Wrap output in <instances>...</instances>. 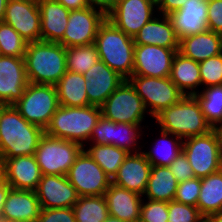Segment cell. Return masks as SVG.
Segmentation results:
<instances>
[{
	"label": "cell",
	"instance_id": "21",
	"mask_svg": "<svg viewBox=\"0 0 222 222\" xmlns=\"http://www.w3.org/2000/svg\"><path fill=\"white\" fill-rule=\"evenodd\" d=\"M41 212L33 190L11 188L3 205L1 220L5 222H36Z\"/></svg>",
	"mask_w": 222,
	"mask_h": 222
},
{
	"label": "cell",
	"instance_id": "48",
	"mask_svg": "<svg viewBox=\"0 0 222 222\" xmlns=\"http://www.w3.org/2000/svg\"><path fill=\"white\" fill-rule=\"evenodd\" d=\"M69 10H80L89 6L87 0H56Z\"/></svg>",
	"mask_w": 222,
	"mask_h": 222
},
{
	"label": "cell",
	"instance_id": "52",
	"mask_svg": "<svg viewBox=\"0 0 222 222\" xmlns=\"http://www.w3.org/2000/svg\"><path fill=\"white\" fill-rule=\"evenodd\" d=\"M218 137H219V141L221 143V147H222V123H220L216 128H215Z\"/></svg>",
	"mask_w": 222,
	"mask_h": 222
},
{
	"label": "cell",
	"instance_id": "1",
	"mask_svg": "<svg viewBox=\"0 0 222 222\" xmlns=\"http://www.w3.org/2000/svg\"><path fill=\"white\" fill-rule=\"evenodd\" d=\"M44 134V129L29 123L14 105L0 104V158L35 155Z\"/></svg>",
	"mask_w": 222,
	"mask_h": 222
},
{
	"label": "cell",
	"instance_id": "13",
	"mask_svg": "<svg viewBox=\"0 0 222 222\" xmlns=\"http://www.w3.org/2000/svg\"><path fill=\"white\" fill-rule=\"evenodd\" d=\"M156 11L151 0H117L107 19L126 35L134 37L157 14Z\"/></svg>",
	"mask_w": 222,
	"mask_h": 222
},
{
	"label": "cell",
	"instance_id": "25",
	"mask_svg": "<svg viewBox=\"0 0 222 222\" xmlns=\"http://www.w3.org/2000/svg\"><path fill=\"white\" fill-rule=\"evenodd\" d=\"M178 52L198 63L205 61L222 53V34L206 30L183 37Z\"/></svg>",
	"mask_w": 222,
	"mask_h": 222
},
{
	"label": "cell",
	"instance_id": "7",
	"mask_svg": "<svg viewBox=\"0 0 222 222\" xmlns=\"http://www.w3.org/2000/svg\"><path fill=\"white\" fill-rule=\"evenodd\" d=\"M182 151L196 178L206 177L222 168V147L215 129L184 139Z\"/></svg>",
	"mask_w": 222,
	"mask_h": 222
},
{
	"label": "cell",
	"instance_id": "10",
	"mask_svg": "<svg viewBox=\"0 0 222 222\" xmlns=\"http://www.w3.org/2000/svg\"><path fill=\"white\" fill-rule=\"evenodd\" d=\"M101 111L105 119L115 123L142 124L145 115L149 116L143 100L128 80L106 99Z\"/></svg>",
	"mask_w": 222,
	"mask_h": 222
},
{
	"label": "cell",
	"instance_id": "30",
	"mask_svg": "<svg viewBox=\"0 0 222 222\" xmlns=\"http://www.w3.org/2000/svg\"><path fill=\"white\" fill-rule=\"evenodd\" d=\"M159 138L152 143V149L142 151L151 166H167L178 157L183 150V140L178 136L161 129ZM154 146V147H153Z\"/></svg>",
	"mask_w": 222,
	"mask_h": 222
},
{
	"label": "cell",
	"instance_id": "19",
	"mask_svg": "<svg viewBox=\"0 0 222 222\" xmlns=\"http://www.w3.org/2000/svg\"><path fill=\"white\" fill-rule=\"evenodd\" d=\"M4 179L13 189L33 190L38 187L42 173L35 155L0 158Z\"/></svg>",
	"mask_w": 222,
	"mask_h": 222
},
{
	"label": "cell",
	"instance_id": "22",
	"mask_svg": "<svg viewBox=\"0 0 222 222\" xmlns=\"http://www.w3.org/2000/svg\"><path fill=\"white\" fill-rule=\"evenodd\" d=\"M207 11L208 0H187L179 10L168 15L179 40L208 30Z\"/></svg>",
	"mask_w": 222,
	"mask_h": 222
},
{
	"label": "cell",
	"instance_id": "49",
	"mask_svg": "<svg viewBox=\"0 0 222 222\" xmlns=\"http://www.w3.org/2000/svg\"><path fill=\"white\" fill-rule=\"evenodd\" d=\"M10 189L11 186L5 181V179H3L0 182V220L2 215L3 205L6 201Z\"/></svg>",
	"mask_w": 222,
	"mask_h": 222
},
{
	"label": "cell",
	"instance_id": "33",
	"mask_svg": "<svg viewBox=\"0 0 222 222\" xmlns=\"http://www.w3.org/2000/svg\"><path fill=\"white\" fill-rule=\"evenodd\" d=\"M142 129H144V125L142 126L141 124L115 123L111 121L110 145L124 149L128 153H137L142 149V145H138L141 143L139 139H143L141 137L145 132Z\"/></svg>",
	"mask_w": 222,
	"mask_h": 222
},
{
	"label": "cell",
	"instance_id": "55",
	"mask_svg": "<svg viewBox=\"0 0 222 222\" xmlns=\"http://www.w3.org/2000/svg\"><path fill=\"white\" fill-rule=\"evenodd\" d=\"M151 1L156 7H158L163 2V0H151Z\"/></svg>",
	"mask_w": 222,
	"mask_h": 222
},
{
	"label": "cell",
	"instance_id": "8",
	"mask_svg": "<svg viewBox=\"0 0 222 222\" xmlns=\"http://www.w3.org/2000/svg\"><path fill=\"white\" fill-rule=\"evenodd\" d=\"M83 149L78 143L45 133L37 146L35 157L42 175L66 176Z\"/></svg>",
	"mask_w": 222,
	"mask_h": 222
},
{
	"label": "cell",
	"instance_id": "37",
	"mask_svg": "<svg viewBox=\"0 0 222 222\" xmlns=\"http://www.w3.org/2000/svg\"><path fill=\"white\" fill-rule=\"evenodd\" d=\"M27 42L10 25L0 21V51L2 56L24 57Z\"/></svg>",
	"mask_w": 222,
	"mask_h": 222
},
{
	"label": "cell",
	"instance_id": "31",
	"mask_svg": "<svg viewBox=\"0 0 222 222\" xmlns=\"http://www.w3.org/2000/svg\"><path fill=\"white\" fill-rule=\"evenodd\" d=\"M197 207L205 218L222 210V168L201 178Z\"/></svg>",
	"mask_w": 222,
	"mask_h": 222
},
{
	"label": "cell",
	"instance_id": "9",
	"mask_svg": "<svg viewBox=\"0 0 222 222\" xmlns=\"http://www.w3.org/2000/svg\"><path fill=\"white\" fill-rule=\"evenodd\" d=\"M128 81L143 100L151 119L185 96L169 77L132 75Z\"/></svg>",
	"mask_w": 222,
	"mask_h": 222
},
{
	"label": "cell",
	"instance_id": "45",
	"mask_svg": "<svg viewBox=\"0 0 222 222\" xmlns=\"http://www.w3.org/2000/svg\"><path fill=\"white\" fill-rule=\"evenodd\" d=\"M111 121L100 117L97 124L93 128L88 143L110 145Z\"/></svg>",
	"mask_w": 222,
	"mask_h": 222
},
{
	"label": "cell",
	"instance_id": "38",
	"mask_svg": "<svg viewBox=\"0 0 222 222\" xmlns=\"http://www.w3.org/2000/svg\"><path fill=\"white\" fill-rule=\"evenodd\" d=\"M202 87L222 85V53L199 63Z\"/></svg>",
	"mask_w": 222,
	"mask_h": 222
},
{
	"label": "cell",
	"instance_id": "27",
	"mask_svg": "<svg viewBox=\"0 0 222 222\" xmlns=\"http://www.w3.org/2000/svg\"><path fill=\"white\" fill-rule=\"evenodd\" d=\"M169 78L185 96H194L202 86L199 63L179 52L174 55Z\"/></svg>",
	"mask_w": 222,
	"mask_h": 222
},
{
	"label": "cell",
	"instance_id": "36",
	"mask_svg": "<svg viewBox=\"0 0 222 222\" xmlns=\"http://www.w3.org/2000/svg\"><path fill=\"white\" fill-rule=\"evenodd\" d=\"M99 60L94 44L66 48L67 71L84 74Z\"/></svg>",
	"mask_w": 222,
	"mask_h": 222
},
{
	"label": "cell",
	"instance_id": "15",
	"mask_svg": "<svg viewBox=\"0 0 222 222\" xmlns=\"http://www.w3.org/2000/svg\"><path fill=\"white\" fill-rule=\"evenodd\" d=\"M179 49L135 44L133 75L169 77L174 55Z\"/></svg>",
	"mask_w": 222,
	"mask_h": 222
},
{
	"label": "cell",
	"instance_id": "54",
	"mask_svg": "<svg viewBox=\"0 0 222 222\" xmlns=\"http://www.w3.org/2000/svg\"><path fill=\"white\" fill-rule=\"evenodd\" d=\"M4 179V167L3 163L0 161V182Z\"/></svg>",
	"mask_w": 222,
	"mask_h": 222
},
{
	"label": "cell",
	"instance_id": "2",
	"mask_svg": "<svg viewBox=\"0 0 222 222\" xmlns=\"http://www.w3.org/2000/svg\"><path fill=\"white\" fill-rule=\"evenodd\" d=\"M24 60L30 83L55 85L67 72L66 48L59 42L27 43Z\"/></svg>",
	"mask_w": 222,
	"mask_h": 222
},
{
	"label": "cell",
	"instance_id": "50",
	"mask_svg": "<svg viewBox=\"0 0 222 222\" xmlns=\"http://www.w3.org/2000/svg\"><path fill=\"white\" fill-rule=\"evenodd\" d=\"M208 219L210 222H222V210L211 214Z\"/></svg>",
	"mask_w": 222,
	"mask_h": 222
},
{
	"label": "cell",
	"instance_id": "12",
	"mask_svg": "<svg viewBox=\"0 0 222 222\" xmlns=\"http://www.w3.org/2000/svg\"><path fill=\"white\" fill-rule=\"evenodd\" d=\"M106 18L103 11L90 6L70 10L67 27L59 43L65 48L94 44L98 29Z\"/></svg>",
	"mask_w": 222,
	"mask_h": 222
},
{
	"label": "cell",
	"instance_id": "42",
	"mask_svg": "<svg viewBox=\"0 0 222 222\" xmlns=\"http://www.w3.org/2000/svg\"><path fill=\"white\" fill-rule=\"evenodd\" d=\"M36 222H76L72 207L68 208H41L40 215Z\"/></svg>",
	"mask_w": 222,
	"mask_h": 222
},
{
	"label": "cell",
	"instance_id": "24",
	"mask_svg": "<svg viewBox=\"0 0 222 222\" xmlns=\"http://www.w3.org/2000/svg\"><path fill=\"white\" fill-rule=\"evenodd\" d=\"M133 39L135 44L179 49L180 40L175 32L171 19L164 14L155 15L139 30Z\"/></svg>",
	"mask_w": 222,
	"mask_h": 222
},
{
	"label": "cell",
	"instance_id": "34",
	"mask_svg": "<svg viewBox=\"0 0 222 222\" xmlns=\"http://www.w3.org/2000/svg\"><path fill=\"white\" fill-rule=\"evenodd\" d=\"M72 208L76 222H104L109 216L104 195L79 196Z\"/></svg>",
	"mask_w": 222,
	"mask_h": 222
},
{
	"label": "cell",
	"instance_id": "4",
	"mask_svg": "<svg viewBox=\"0 0 222 222\" xmlns=\"http://www.w3.org/2000/svg\"><path fill=\"white\" fill-rule=\"evenodd\" d=\"M102 116L101 107H68L60 105L53 114L45 133L52 137L87 146L93 128Z\"/></svg>",
	"mask_w": 222,
	"mask_h": 222
},
{
	"label": "cell",
	"instance_id": "32",
	"mask_svg": "<svg viewBox=\"0 0 222 222\" xmlns=\"http://www.w3.org/2000/svg\"><path fill=\"white\" fill-rule=\"evenodd\" d=\"M84 150L112 179L129 154L126 150L114 145L87 144ZM89 148V149H88Z\"/></svg>",
	"mask_w": 222,
	"mask_h": 222
},
{
	"label": "cell",
	"instance_id": "44",
	"mask_svg": "<svg viewBox=\"0 0 222 222\" xmlns=\"http://www.w3.org/2000/svg\"><path fill=\"white\" fill-rule=\"evenodd\" d=\"M207 27L222 34V0H208Z\"/></svg>",
	"mask_w": 222,
	"mask_h": 222
},
{
	"label": "cell",
	"instance_id": "17",
	"mask_svg": "<svg viewBox=\"0 0 222 222\" xmlns=\"http://www.w3.org/2000/svg\"><path fill=\"white\" fill-rule=\"evenodd\" d=\"M35 192L43 209L73 207L79 199L75 187L62 175H42Z\"/></svg>",
	"mask_w": 222,
	"mask_h": 222
},
{
	"label": "cell",
	"instance_id": "3",
	"mask_svg": "<svg viewBox=\"0 0 222 222\" xmlns=\"http://www.w3.org/2000/svg\"><path fill=\"white\" fill-rule=\"evenodd\" d=\"M94 45L99 59L109 68L125 80L133 75L135 48L133 37L126 35L106 18L98 29Z\"/></svg>",
	"mask_w": 222,
	"mask_h": 222
},
{
	"label": "cell",
	"instance_id": "35",
	"mask_svg": "<svg viewBox=\"0 0 222 222\" xmlns=\"http://www.w3.org/2000/svg\"><path fill=\"white\" fill-rule=\"evenodd\" d=\"M202 89L194 97L200 104L206 122L215 129L222 123V85Z\"/></svg>",
	"mask_w": 222,
	"mask_h": 222
},
{
	"label": "cell",
	"instance_id": "16",
	"mask_svg": "<svg viewBox=\"0 0 222 222\" xmlns=\"http://www.w3.org/2000/svg\"><path fill=\"white\" fill-rule=\"evenodd\" d=\"M29 84L24 57L0 56V104L13 105Z\"/></svg>",
	"mask_w": 222,
	"mask_h": 222
},
{
	"label": "cell",
	"instance_id": "51",
	"mask_svg": "<svg viewBox=\"0 0 222 222\" xmlns=\"http://www.w3.org/2000/svg\"><path fill=\"white\" fill-rule=\"evenodd\" d=\"M8 0H0V21H3Z\"/></svg>",
	"mask_w": 222,
	"mask_h": 222
},
{
	"label": "cell",
	"instance_id": "43",
	"mask_svg": "<svg viewBox=\"0 0 222 222\" xmlns=\"http://www.w3.org/2000/svg\"><path fill=\"white\" fill-rule=\"evenodd\" d=\"M169 168L179 183L196 178L188 158L183 151L171 163Z\"/></svg>",
	"mask_w": 222,
	"mask_h": 222
},
{
	"label": "cell",
	"instance_id": "14",
	"mask_svg": "<svg viewBox=\"0 0 222 222\" xmlns=\"http://www.w3.org/2000/svg\"><path fill=\"white\" fill-rule=\"evenodd\" d=\"M3 22L12 26L27 43L40 41L41 14L37 1L8 0Z\"/></svg>",
	"mask_w": 222,
	"mask_h": 222
},
{
	"label": "cell",
	"instance_id": "46",
	"mask_svg": "<svg viewBox=\"0 0 222 222\" xmlns=\"http://www.w3.org/2000/svg\"><path fill=\"white\" fill-rule=\"evenodd\" d=\"M186 1L187 0H163V2L157 7V12L168 16L179 10Z\"/></svg>",
	"mask_w": 222,
	"mask_h": 222
},
{
	"label": "cell",
	"instance_id": "11",
	"mask_svg": "<svg viewBox=\"0 0 222 222\" xmlns=\"http://www.w3.org/2000/svg\"><path fill=\"white\" fill-rule=\"evenodd\" d=\"M66 176L79 196L104 195L111 183V178L84 149L76 157Z\"/></svg>",
	"mask_w": 222,
	"mask_h": 222
},
{
	"label": "cell",
	"instance_id": "5",
	"mask_svg": "<svg viewBox=\"0 0 222 222\" xmlns=\"http://www.w3.org/2000/svg\"><path fill=\"white\" fill-rule=\"evenodd\" d=\"M154 119L158 128L182 140L204 135L212 130L194 96H184L179 102L163 109Z\"/></svg>",
	"mask_w": 222,
	"mask_h": 222
},
{
	"label": "cell",
	"instance_id": "18",
	"mask_svg": "<svg viewBox=\"0 0 222 222\" xmlns=\"http://www.w3.org/2000/svg\"><path fill=\"white\" fill-rule=\"evenodd\" d=\"M83 76L86 79L85 86L89 105L98 107H101L106 99L125 80L101 60L93 65Z\"/></svg>",
	"mask_w": 222,
	"mask_h": 222
},
{
	"label": "cell",
	"instance_id": "29",
	"mask_svg": "<svg viewBox=\"0 0 222 222\" xmlns=\"http://www.w3.org/2000/svg\"><path fill=\"white\" fill-rule=\"evenodd\" d=\"M83 74L67 71L55 84L59 105L68 107L89 106Z\"/></svg>",
	"mask_w": 222,
	"mask_h": 222
},
{
	"label": "cell",
	"instance_id": "6",
	"mask_svg": "<svg viewBox=\"0 0 222 222\" xmlns=\"http://www.w3.org/2000/svg\"><path fill=\"white\" fill-rule=\"evenodd\" d=\"M13 105L29 123L44 130L60 106L55 85L30 82L24 89L23 96Z\"/></svg>",
	"mask_w": 222,
	"mask_h": 222
},
{
	"label": "cell",
	"instance_id": "40",
	"mask_svg": "<svg viewBox=\"0 0 222 222\" xmlns=\"http://www.w3.org/2000/svg\"><path fill=\"white\" fill-rule=\"evenodd\" d=\"M147 200V201H146ZM140 222H168V202L143 199Z\"/></svg>",
	"mask_w": 222,
	"mask_h": 222
},
{
	"label": "cell",
	"instance_id": "41",
	"mask_svg": "<svg viewBox=\"0 0 222 222\" xmlns=\"http://www.w3.org/2000/svg\"><path fill=\"white\" fill-rule=\"evenodd\" d=\"M201 188V178H193L178 183L174 201L197 207Z\"/></svg>",
	"mask_w": 222,
	"mask_h": 222
},
{
	"label": "cell",
	"instance_id": "56",
	"mask_svg": "<svg viewBox=\"0 0 222 222\" xmlns=\"http://www.w3.org/2000/svg\"><path fill=\"white\" fill-rule=\"evenodd\" d=\"M200 222H210L208 218H204L202 221Z\"/></svg>",
	"mask_w": 222,
	"mask_h": 222
},
{
	"label": "cell",
	"instance_id": "39",
	"mask_svg": "<svg viewBox=\"0 0 222 222\" xmlns=\"http://www.w3.org/2000/svg\"><path fill=\"white\" fill-rule=\"evenodd\" d=\"M204 218L198 207L174 200L168 202V222H200Z\"/></svg>",
	"mask_w": 222,
	"mask_h": 222
},
{
	"label": "cell",
	"instance_id": "23",
	"mask_svg": "<svg viewBox=\"0 0 222 222\" xmlns=\"http://www.w3.org/2000/svg\"><path fill=\"white\" fill-rule=\"evenodd\" d=\"M142 197L114 183L104 193L109 215L125 222H139Z\"/></svg>",
	"mask_w": 222,
	"mask_h": 222
},
{
	"label": "cell",
	"instance_id": "47",
	"mask_svg": "<svg viewBox=\"0 0 222 222\" xmlns=\"http://www.w3.org/2000/svg\"><path fill=\"white\" fill-rule=\"evenodd\" d=\"M90 7L103 11L106 15L115 7L117 0H87Z\"/></svg>",
	"mask_w": 222,
	"mask_h": 222
},
{
	"label": "cell",
	"instance_id": "53",
	"mask_svg": "<svg viewBox=\"0 0 222 222\" xmlns=\"http://www.w3.org/2000/svg\"><path fill=\"white\" fill-rule=\"evenodd\" d=\"M104 222H125V221L109 215Z\"/></svg>",
	"mask_w": 222,
	"mask_h": 222
},
{
	"label": "cell",
	"instance_id": "26",
	"mask_svg": "<svg viewBox=\"0 0 222 222\" xmlns=\"http://www.w3.org/2000/svg\"><path fill=\"white\" fill-rule=\"evenodd\" d=\"M41 14L40 40L59 42L65 33L70 10L56 0L38 1Z\"/></svg>",
	"mask_w": 222,
	"mask_h": 222
},
{
	"label": "cell",
	"instance_id": "28",
	"mask_svg": "<svg viewBox=\"0 0 222 222\" xmlns=\"http://www.w3.org/2000/svg\"><path fill=\"white\" fill-rule=\"evenodd\" d=\"M178 183L169 167L152 166L143 198L153 201H173Z\"/></svg>",
	"mask_w": 222,
	"mask_h": 222
},
{
	"label": "cell",
	"instance_id": "20",
	"mask_svg": "<svg viewBox=\"0 0 222 222\" xmlns=\"http://www.w3.org/2000/svg\"><path fill=\"white\" fill-rule=\"evenodd\" d=\"M151 164L142 150L129 153L111 179V183L143 196L151 172Z\"/></svg>",
	"mask_w": 222,
	"mask_h": 222
}]
</instances>
